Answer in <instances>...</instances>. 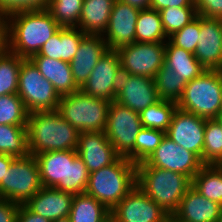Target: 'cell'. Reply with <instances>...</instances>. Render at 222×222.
I'll list each match as a JSON object with an SVG mask.
<instances>
[{"label": "cell", "instance_id": "f5cc1de1", "mask_svg": "<svg viewBox=\"0 0 222 222\" xmlns=\"http://www.w3.org/2000/svg\"><path fill=\"white\" fill-rule=\"evenodd\" d=\"M219 114H222V95H221V101H220V109H219Z\"/></svg>", "mask_w": 222, "mask_h": 222}, {"label": "cell", "instance_id": "9c48e42d", "mask_svg": "<svg viewBox=\"0 0 222 222\" xmlns=\"http://www.w3.org/2000/svg\"><path fill=\"white\" fill-rule=\"evenodd\" d=\"M124 74L155 78L165 62V43L134 42L116 50Z\"/></svg>", "mask_w": 222, "mask_h": 222}, {"label": "cell", "instance_id": "7a4b0ae2", "mask_svg": "<svg viewBox=\"0 0 222 222\" xmlns=\"http://www.w3.org/2000/svg\"><path fill=\"white\" fill-rule=\"evenodd\" d=\"M28 148L33 156L47 151L76 150L79 131L58 110L29 113Z\"/></svg>", "mask_w": 222, "mask_h": 222}, {"label": "cell", "instance_id": "7bdbcfd3", "mask_svg": "<svg viewBox=\"0 0 222 222\" xmlns=\"http://www.w3.org/2000/svg\"><path fill=\"white\" fill-rule=\"evenodd\" d=\"M20 204L0 198V222H17Z\"/></svg>", "mask_w": 222, "mask_h": 222}, {"label": "cell", "instance_id": "db71d44e", "mask_svg": "<svg viewBox=\"0 0 222 222\" xmlns=\"http://www.w3.org/2000/svg\"><path fill=\"white\" fill-rule=\"evenodd\" d=\"M218 222H222V209H221V214H220V218H219Z\"/></svg>", "mask_w": 222, "mask_h": 222}, {"label": "cell", "instance_id": "60d3db41", "mask_svg": "<svg viewBox=\"0 0 222 222\" xmlns=\"http://www.w3.org/2000/svg\"><path fill=\"white\" fill-rule=\"evenodd\" d=\"M50 0H0V17L25 10L46 9Z\"/></svg>", "mask_w": 222, "mask_h": 222}, {"label": "cell", "instance_id": "8992f818", "mask_svg": "<svg viewBox=\"0 0 222 222\" xmlns=\"http://www.w3.org/2000/svg\"><path fill=\"white\" fill-rule=\"evenodd\" d=\"M111 102L83 93L81 90L60 97L58 111L81 132H105Z\"/></svg>", "mask_w": 222, "mask_h": 222}, {"label": "cell", "instance_id": "603a6c76", "mask_svg": "<svg viewBox=\"0 0 222 222\" xmlns=\"http://www.w3.org/2000/svg\"><path fill=\"white\" fill-rule=\"evenodd\" d=\"M30 60L41 75L52 83L60 96L80 90L74 82L70 63L41 55H33Z\"/></svg>", "mask_w": 222, "mask_h": 222}, {"label": "cell", "instance_id": "6da1fadb", "mask_svg": "<svg viewBox=\"0 0 222 222\" xmlns=\"http://www.w3.org/2000/svg\"><path fill=\"white\" fill-rule=\"evenodd\" d=\"M7 50L24 59L38 54L41 47L61 28L47 9L14 12L4 18Z\"/></svg>", "mask_w": 222, "mask_h": 222}, {"label": "cell", "instance_id": "b9f144b4", "mask_svg": "<svg viewBox=\"0 0 222 222\" xmlns=\"http://www.w3.org/2000/svg\"><path fill=\"white\" fill-rule=\"evenodd\" d=\"M197 15L222 19V0H195Z\"/></svg>", "mask_w": 222, "mask_h": 222}, {"label": "cell", "instance_id": "681fc988", "mask_svg": "<svg viewBox=\"0 0 222 222\" xmlns=\"http://www.w3.org/2000/svg\"><path fill=\"white\" fill-rule=\"evenodd\" d=\"M167 222H186V221L179 219L175 214H173V215H168Z\"/></svg>", "mask_w": 222, "mask_h": 222}, {"label": "cell", "instance_id": "f6af8a7d", "mask_svg": "<svg viewBox=\"0 0 222 222\" xmlns=\"http://www.w3.org/2000/svg\"><path fill=\"white\" fill-rule=\"evenodd\" d=\"M17 222H52L47 218L31 212L24 204L19 206Z\"/></svg>", "mask_w": 222, "mask_h": 222}, {"label": "cell", "instance_id": "8d00e7d4", "mask_svg": "<svg viewBox=\"0 0 222 222\" xmlns=\"http://www.w3.org/2000/svg\"><path fill=\"white\" fill-rule=\"evenodd\" d=\"M29 112L17 93L0 96V124L27 126Z\"/></svg>", "mask_w": 222, "mask_h": 222}, {"label": "cell", "instance_id": "5b68a950", "mask_svg": "<svg viewBox=\"0 0 222 222\" xmlns=\"http://www.w3.org/2000/svg\"><path fill=\"white\" fill-rule=\"evenodd\" d=\"M221 95L222 70H206L186 84L177 108L205 119H216Z\"/></svg>", "mask_w": 222, "mask_h": 222}, {"label": "cell", "instance_id": "3957f363", "mask_svg": "<svg viewBox=\"0 0 222 222\" xmlns=\"http://www.w3.org/2000/svg\"><path fill=\"white\" fill-rule=\"evenodd\" d=\"M137 185V165L120 156L113 164L89 175L85 193L110 211Z\"/></svg>", "mask_w": 222, "mask_h": 222}, {"label": "cell", "instance_id": "836d02e7", "mask_svg": "<svg viewBox=\"0 0 222 222\" xmlns=\"http://www.w3.org/2000/svg\"><path fill=\"white\" fill-rule=\"evenodd\" d=\"M24 58L6 50L0 56V96L18 91L19 70Z\"/></svg>", "mask_w": 222, "mask_h": 222}, {"label": "cell", "instance_id": "e575fe53", "mask_svg": "<svg viewBox=\"0 0 222 222\" xmlns=\"http://www.w3.org/2000/svg\"><path fill=\"white\" fill-rule=\"evenodd\" d=\"M203 164L222 165V126L217 119H206Z\"/></svg>", "mask_w": 222, "mask_h": 222}, {"label": "cell", "instance_id": "d6a6232c", "mask_svg": "<svg viewBox=\"0 0 222 222\" xmlns=\"http://www.w3.org/2000/svg\"><path fill=\"white\" fill-rule=\"evenodd\" d=\"M159 99L178 102L186 82L165 64L157 71L154 78Z\"/></svg>", "mask_w": 222, "mask_h": 222}, {"label": "cell", "instance_id": "44dd1931", "mask_svg": "<svg viewBox=\"0 0 222 222\" xmlns=\"http://www.w3.org/2000/svg\"><path fill=\"white\" fill-rule=\"evenodd\" d=\"M74 194L54 187H42L24 205L33 213L54 221L69 217Z\"/></svg>", "mask_w": 222, "mask_h": 222}, {"label": "cell", "instance_id": "ba28073f", "mask_svg": "<svg viewBox=\"0 0 222 222\" xmlns=\"http://www.w3.org/2000/svg\"><path fill=\"white\" fill-rule=\"evenodd\" d=\"M17 94L29 113L57 110L61 97L30 59L21 63Z\"/></svg>", "mask_w": 222, "mask_h": 222}, {"label": "cell", "instance_id": "bcb514c9", "mask_svg": "<svg viewBox=\"0 0 222 222\" xmlns=\"http://www.w3.org/2000/svg\"><path fill=\"white\" fill-rule=\"evenodd\" d=\"M15 156L0 153V182L2 181L3 177H5L6 172L9 170V166Z\"/></svg>", "mask_w": 222, "mask_h": 222}, {"label": "cell", "instance_id": "ab89813d", "mask_svg": "<svg viewBox=\"0 0 222 222\" xmlns=\"http://www.w3.org/2000/svg\"><path fill=\"white\" fill-rule=\"evenodd\" d=\"M200 34V16L197 15L189 24L168 37V41L194 54Z\"/></svg>", "mask_w": 222, "mask_h": 222}, {"label": "cell", "instance_id": "9a60e30c", "mask_svg": "<svg viewBox=\"0 0 222 222\" xmlns=\"http://www.w3.org/2000/svg\"><path fill=\"white\" fill-rule=\"evenodd\" d=\"M159 100L154 78L121 73L114 101L140 113Z\"/></svg>", "mask_w": 222, "mask_h": 222}, {"label": "cell", "instance_id": "7402d4cb", "mask_svg": "<svg viewBox=\"0 0 222 222\" xmlns=\"http://www.w3.org/2000/svg\"><path fill=\"white\" fill-rule=\"evenodd\" d=\"M221 209L222 205L205 198L191 186L175 215L186 222H218Z\"/></svg>", "mask_w": 222, "mask_h": 222}, {"label": "cell", "instance_id": "c3c4849f", "mask_svg": "<svg viewBox=\"0 0 222 222\" xmlns=\"http://www.w3.org/2000/svg\"><path fill=\"white\" fill-rule=\"evenodd\" d=\"M140 10L150 8L151 0H119Z\"/></svg>", "mask_w": 222, "mask_h": 222}, {"label": "cell", "instance_id": "1f68e13d", "mask_svg": "<svg viewBox=\"0 0 222 222\" xmlns=\"http://www.w3.org/2000/svg\"><path fill=\"white\" fill-rule=\"evenodd\" d=\"M165 134L161 130L142 127L136 137L134 148L125 157L136 165L144 162L160 145Z\"/></svg>", "mask_w": 222, "mask_h": 222}, {"label": "cell", "instance_id": "277c9868", "mask_svg": "<svg viewBox=\"0 0 222 222\" xmlns=\"http://www.w3.org/2000/svg\"><path fill=\"white\" fill-rule=\"evenodd\" d=\"M137 186L168 215L178 210L183 196L192 186V180L177 172L137 165Z\"/></svg>", "mask_w": 222, "mask_h": 222}, {"label": "cell", "instance_id": "f35d334b", "mask_svg": "<svg viewBox=\"0 0 222 222\" xmlns=\"http://www.w3.org/2000/svg\"><path fill=\"white\" fill-rule=\"evenodd\" d=\"M90 172L83 160L77 155L73 161H68L67 192L72 194L85 193Z\"/></svg>", "mask_w": 222, "mask_h": 222}, {"label": "cell", "instance_id": "7dc6e473", "mask_svg": "<svg viewBox=\"0 0 222 222\" xmlns=\"http://www.w3.org/2000/svg\"><path fill=\"white\" fill-rule=\"evenodd\" d=\"M7 50V26L4 18L0 19V56Z\"/></svg>", "mask_w": 222, "mask_h": 222}, {"label": "cell", "instance_id": "74e56055", "mask_svg": "<svg viewBox=\"0 0 222 222\" xmlns=\"http://www.w3.org/2000/svg\"><path fill=\"white\" fill-rule=\"evenodd\" d=\"M159 14L167 38L197 17L196 7H169Z\"/></svg>", "mask_w": 222, "mask_h": 222}, {"label": "cell", "instance_id": "5bb4252c", "mask_svg": "<svg viewBox=\"0 0 222 222\" xmlns=\"http://www.w3.org/2000/svg\"><path fill=\"white\" fill-rule=\"evenodd\" d=\"M206 119L177 108L166 135L176 144L193 152L203 163Z\"/></svg>", "mask_w": 222, "mask_h": 222}, {"label": "cell", "instance_id": "f1b7e54d", "mask_svg": "<svg viewBox=\"0 0 222 222\" xmlns=\"http://www.w3.org/2000/svg\"><path fill=\"white\" fill-rule=\"evenodd\" d=\"M192 187L222 205V165H204L192 178Z\"/></svg>", "mask_w": 222, "mask_h": 222}, {"label": "cell", "instance_id": "d4e9b609", "mask_svg": "<svg viewBox=\"0 0 222 222\" xmlns=\"http://www.w3.org/2000/svg\"><path fill=\"white\" fill-rule=\"evenodd\" d=\"M116 0H84L78 28L85 34L103 35Z\"/></svg>", "mask_w": 222, "mask_h": 222}, {"label": "cell", "instance_id": "83f0119b", "mask_svg": "<svg viewBox=\"0 0 222 222\" xmlns=\"http://www.w3.org/2000/svg\"><path fill=\"white\" fill-rule=\"evenodd\" d=\"M167 40L159 11L152 8L140 10L136 22L135 42L165 43Z\"/></svg>", "mask_w": 222, "mask_h": 222}, {"label": "cell", "instance_id": "52a82bcc", "mask_svg": "<svg viewBox=\"0 0 222 222\" xmlns=\"http://www.w3.org/2000/svg\"><path fill=\"white\" fill-rule=\"evenodd\" d=\"M42 187L36 157L32 154L15 157L0 182V198L25 204Z\"/></svg>", "mask_w": 222, "mask_h": 222}, {"label": "cell", "instance_id": "e0dca14e", "mask_svg": "<svg viewBox=\"0 0 222 222\" xmlns=\"http://www.w3.org/2000/svg\"><path fill=\"white\" fill-rule=\"evenodd\" d=\"M76 152L90 173L113 164L120 157L103 131L79 133Z\"/></svg>", "mask_w": 222, "mask_h": 222}, {"label": "cell", "instance_id": "d6986e66", "mask_svg": "<svg viewBox=\"0 0 222 222\" xmlns=\"http://www.w3.org/2000/svg\"><path fill=\"white\" fill-rule=\"evenodd\" d=\"M102 35L86 34L70 62L74 82L81 88L89 78L99 59L107 52Z\"/></svg>", "mask_w": 222, "mask_h": 222}, {"label": "cell", "instance_id": "ee69618b", "mask_svg": "<svg viewBox=\"0 0 222 222\" xmlns=\"http://www.w3.org/2000/svg\"><path fill=\"white\" fill-rule=\"evenodd\" d=\"M169 7H195V0H151L150 8L160 11Z\"/></svg>", "mask_w": 222, "mask_h": 222}, {"label": "cell", "instance_id": "4316f807", "mask_svg": "<svg viewBox=\"0 0 222 222\" xmlns=\"http://www.w3.org/2000/svg\"><path fill=\"white\" fill-rule=\"evenodd\" d=\"M71 222H110L111 211L93 196L75 194L69 214Z\"/></svg>", "mask_w": 222, "mask_h": 222}, {"label": "cell", "instance_id": "816d5d0a", "mask_svg": "<svg viewBox=\"0 0 222 222\" xmlns=\"http://www.w3.org/2000/svg\"><path fill=\"white\" fill-rule=\"evenodd\" d=\"M218 120V122L221 124L222 126V114H219L216 118Z\"/></svg>", "mask_w": 222, "mask_h": 222}, {"label": "cell", "instance_id": "7c38bea8", "mask_svg": "<svg viewBox=\"0 0 222 222\" xmlns=\"http://www.w3.org/2000/svg\"><path fill=\"white\" fill-rule=\"evenodd\" d=\"M121 73L118 52L116 50H107L99 59L80 90L87 95L113 102L117 95Z\"/></svg>", "mask_w": 222, "mask_h": 222}, {"label": "cell", "instance_id": "d590c367", "mask_svg": "<svg viewBox=\"0 0 222 222\" xmlns=\"http://www.w3.org/2000/svg\"><path fill=\"white\" fill-rule=\"evenodd\" d=\"M84 0H50L46 8L61 27H77Z\"/></svg>", "mask_w": 222, "mask_h": 222}, {"label": "cell", "instance_id": "30bf717a", "mask_svg": "<svg viewBox=\"0 0 222 222\" xmlns=\"http://www.w3.org/2000/svg\"><path fill=\"white\" fill-rule=\"evenodd\" d=\"M141 128L138 112L116 101L111 102L105 134L120 156L125 157L134 148L136 137Z\"/></svg>", "mask_w": 222, "mask_h": 222}, {"label": "cell", "instance_id": "ffe728a7", "mask_svg": "<svg viewBox=\"0 0 222 222\" xmlns=\"http://www.w3.org/2000/svg\"><path fill=\"white\" fill-rule=\"evenodd\" d=\"M76 150L47 151L35 155L43 187L67 192L68 161L77 156Z\"/></svg>", "mask_w": 222, "mask_h": 222}, {"label": "cell", "instance_id": "2e32d148", "mask_svg": "<svg viewBox=\"0 0 222 222\" xmlns=\"http://www.w3.org/2000/svg\"><path fill=\"white\" fill-rule=\"evenodd\" d=\"M140 9L116 0L110 13L109 24L103 33L108 50L135 42V30Z\"/></svg>", "mask_w": 222, "mask_h": 222}, {"label": "cell", "instance_id": "4dcf8cb0", "mask_svg": "<svg viewBox=\"0 0 222 222\" xmlns=\"http://www.w3.org/2000/svg\"><path fill=\"white\" fill-rule=\"evenodd\" d=\"M176 109V102L160 99L139 113L142 127L157 129L166 133Z\"/></svg>", "mask_w": 222, "mask_h": 222}, {"label": "cell", "instance_id": "ac0fdd59", "mask_svg": "<svg viewBox=\"0 0 222 222\" xmlns=\"http://www.w3.org/2000/svg\"><path fill=\"white\" fill-rule=\"evenodd\" d=\"M194 55L206 70H222V19L200 16V34Z\"/></svg>", "mask_w": 222, "mask_h": 222}, {"label": "cell", "instance_id": "f907efd6", "mask_svg": "<svg viewBox=\"0 0 222 222\" xmlns=\"http://www.w3.org/2000/svg\"><path fill=\"white\" fill-rule=\"evenodd\" d=\"M52 222H71V220H70L69 217H64V218H60V219L54 220Z\"/></svg>", "mask_w": 222, "mask_h": 222}, {"label": "cell", "instance_id": "484cf974", "mask_svg": "<svg viewBox=\"0 0 222 222\" xmlns=\"http://www.w3.org/2000/svg\"><path fill=\"white\" fill-rule=\"evenodd\" d=\"M164 64L175 71L186 83L206 71L193 53L172 45L168 40L165 42Z\"/></svg>", "mask_w": 222, "mask_h": 222}, {"label": "cell", "instance_id": "4fadbf2b", "mask_svg": "<svg viewBox=\"0 0 222 222\" xmlns=\"http://www.w3.org/2000/svg\"><path fill=\"white\" fill-rule=\"evenodd\" d=\"M167 218L137 185L111 210V222H167Z\"/></svg>", "mask_w": 222, "mask_h": 222}, {"label": "cell", "instance_id": "f546056e", "mask_svg": "<svg viewBox=\"0 0 222 222\" xmlns=\"http://www.w3.org/2000/svg\"><path fill=\"white\" fill-rule=\"evenodd\" d=\"M0 153L15 157L29 155L27 126L0 124Z\"/></svg>", "mask_w": 222, "mask_h": 222}, {"label": "cell", "instance_id": "cb8c5ba5", "mask_svg": "<svg viewBox=\"0 0 222 222\" xmlns=\"http://www.w3.org/2000/svg\"><path fill=\"white\" fill-rule=\"evenodd\" d=\"M85 35L78 27H61L35 55L70 63Z\"/></svg>", "mask_w": 222, "mask_h": 222}, {"label": "cell", "instance_id": "8fae6325", "mask_svg": "<svg viewBox=\"0 0 222 222\" xmlns=\"http://www.w3.org/2000/svg\"><path fill=\"white\" fill-rule=\"evenodd\" d=\"M137 165H149L188 176L191 180L204 166L193 153L173 142L166 134L160 145L144 161Z\"/></svg>", "mask_w": 222, "mask_h": 222}]
</instances>
